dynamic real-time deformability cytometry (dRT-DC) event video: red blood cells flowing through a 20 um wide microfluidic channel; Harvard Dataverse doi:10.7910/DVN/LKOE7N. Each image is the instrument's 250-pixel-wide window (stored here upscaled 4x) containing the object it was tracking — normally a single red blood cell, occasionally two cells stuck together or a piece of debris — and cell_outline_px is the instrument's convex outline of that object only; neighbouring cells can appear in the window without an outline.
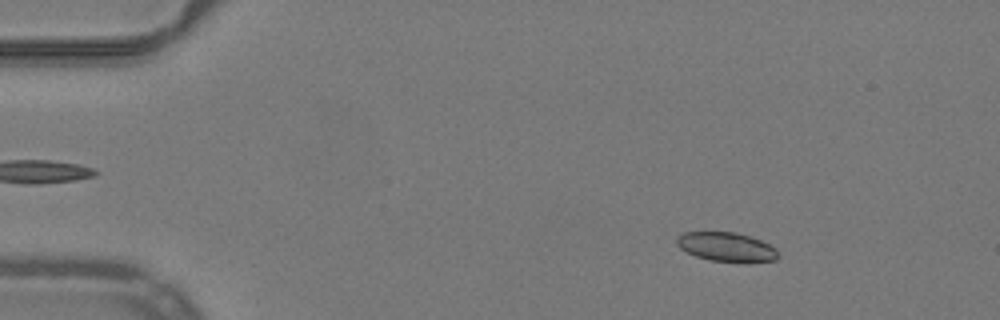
{"species": "common noctule bat (a hibernating species)", "species_latin": "Nyctalus noctula", "temperature_condition": "warm", "stored_images_in_passage": 51, "camera_frame_rate_fps": 3000, "um_per_image_px": 0.085, "animal": {"sex": "male", "body_mass_g": 19.2, "forearm_length_mm": 51.8}, "frame": {"image": 1, "passage_image": 7, "time_ms": 2.0, "image_size_px": [1000, 320], "cell_outline_px": [[780, 256], [776, 260], [708, 260], [696, 256], [680, 248], [676, 244], [676, 240], [684, 232], [736, 232], [760, 240], [776, 248]], "centroid_in_image_um": [61.72, 20.96], "position_along_channel_um": 23.3, "area_um2": 16.59}}
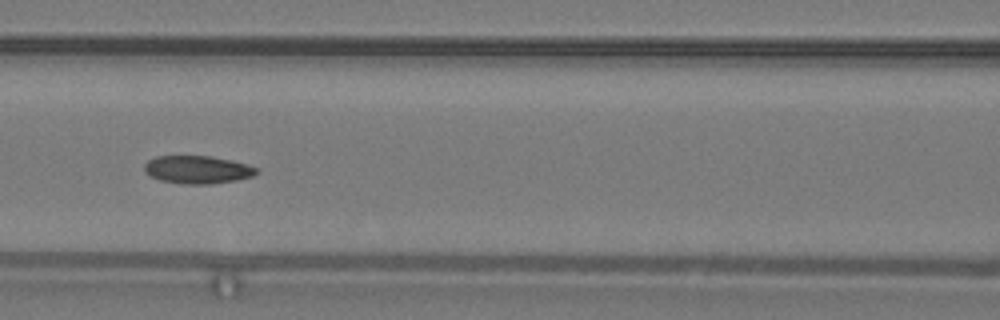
{"frame": {"image": 2, "passage_image": 23, "time_ms": 7.333, "image_size_px": [1000, 320], "cell_outline_px": [[260, 168], [252, 176], [236, 180], [212, 184], [184, 184], [160, 180], [144, 172], [144, 164], [148, 160], [156, 156], [212, 156], [232, 160], [248, 164]], "centroid_in_image_um": [16.8, 14.41], "position_along_channel_um": 149.8, "area_um2": 18.32}}
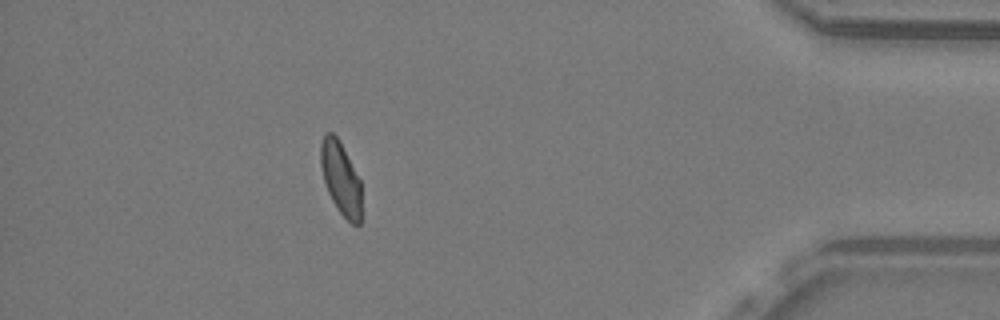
{"frame": {"image": 3, "passage_image": 46, "time_ms": 15.0, "image_size_px": [1000, 320], "cell_outline_px": [[360, 224], [352, 224], [336, 208], [328, 192], [324, 180], [320, 164], [320, 144], [324, 132], [332, 132], [336, 136], [360, 180]], "centroid_in_image_um": [28.93, 15.14], "position_along_channel_um": 406.3, "area_um2": 16.94}, "authors_computed_cell_mechanics": {"area_um2": 18.1492, "velocity_mm_per_s": 3.989, "shape_relaxation_time_tau1_ms": 11.2106, "shape_relaxation_time_tau2_ms": 2.059, "deformation_change_tau1": 0.2218, "deformation_change_tau2": 0.0649}}